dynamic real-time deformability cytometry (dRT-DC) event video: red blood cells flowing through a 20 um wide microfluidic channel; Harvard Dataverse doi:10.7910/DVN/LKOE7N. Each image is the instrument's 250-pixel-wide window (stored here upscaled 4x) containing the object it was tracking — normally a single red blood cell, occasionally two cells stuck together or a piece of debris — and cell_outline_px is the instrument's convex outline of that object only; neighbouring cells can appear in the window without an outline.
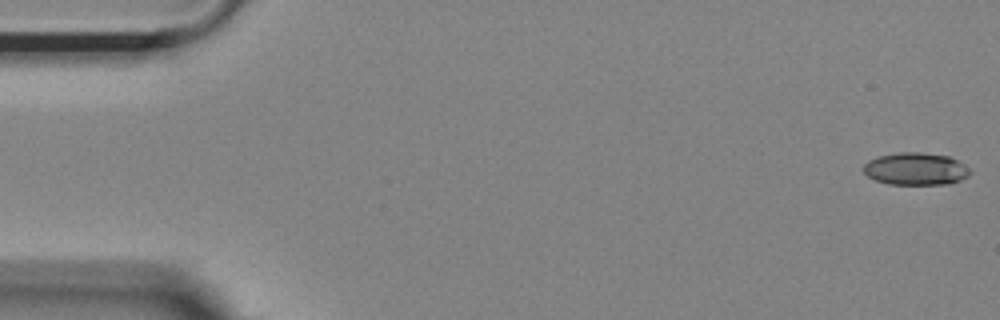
{"species": "Egyptian fruit bat (a non-hibernating species)", "species_latin": "Rousettus aegyptiacus", "temperature_condition": "room temperature", "stored_images_in_passage": 53, "camera_frame_rate_fps": 3000, "um_per_image_px": 0.085, "animal": {"sex": "female"}, "frame": {"image": 1, "passage_image": 1, "time_ms": 0.0, "image_size_px": [1000, 320], "cell_outline_px": [[972, 172], [968, 176], [960, 180], [948, 184], [888, 184], [876, 180], [868, 176], [864, 172], [864, 164], [868, 160], [876, 156], [900, 152], [920, 152], [948, 156], [964, 164]], "centroid_in_image_um": [77.83, 14.35], "position_along_channel_um": 7.2, "area_um2": 20.11}}
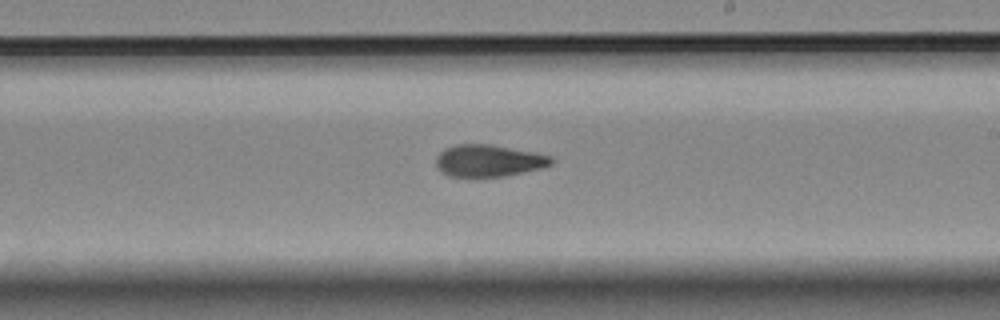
{"frame": {"image": 2, "passage_image": 31, "time_ms": 10.0, "image_size_px": [1000, 320], "cell_outline_px": [[556, 160], [552, 164], [540, 168], [524, 172], [504, 176], [448, 176], [440, 172], [436, 164], [436, 156], [444, 148], [456, 144], [488, 144], [536, 152], [552, 156]], "centroid_in_image_um": [41.54, 13.65], "position_along_channel_um": 247.5, "area_um2": 21.56}}
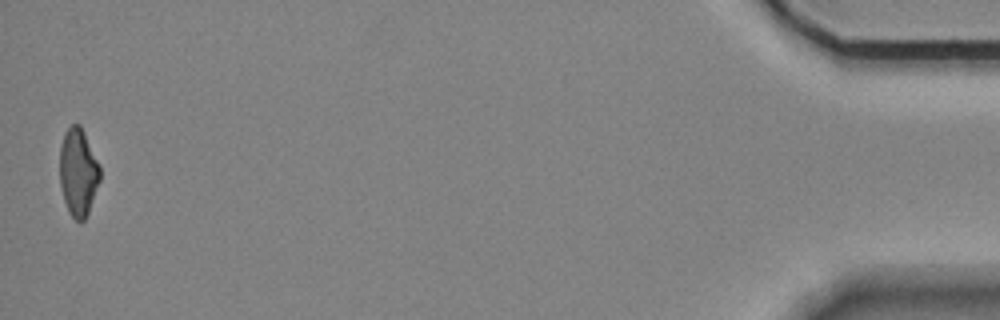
{"frame": {"image": 3, "passage_image": 53, "time_ms": 17.333, "image_size_px": [1000, 320], "cell_outline_px": [[100, 180], [88, 212], [84, 220], [80, 224], [68, 212], [64, 200], [60, 184], [60, 144], [64, 132], [72, 124], [80, 124], [84, 132], [100, 168]], "centroid_in_image_um": [6.63, 14.65], "position_along_channel_um": 428.6, "area_um2": 20.46}, "authors_computed_cell_mechanics": {"area_um2": 21.6172, "velocity_mm_per_s": 3.7229, "shape_relaxation_time_tau1_ms": null, "shape_relaxation_time_tau2_ms": 3.3001, "deformation_change_tau1": null, "deformation_change_tau2": 0.0959}}